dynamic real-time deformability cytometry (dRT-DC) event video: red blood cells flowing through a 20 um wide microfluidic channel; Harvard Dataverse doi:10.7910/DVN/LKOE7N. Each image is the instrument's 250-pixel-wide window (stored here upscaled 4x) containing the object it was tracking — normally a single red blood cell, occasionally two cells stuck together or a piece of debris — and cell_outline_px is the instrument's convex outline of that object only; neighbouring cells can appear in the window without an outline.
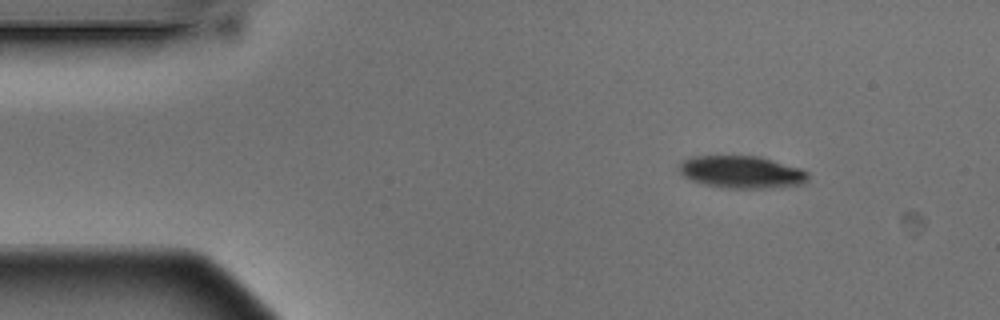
{"species": "Egyptian fruit bat (a non-hibernating species)", "species_latin": "Rousettus aegyptiacus", "temperature_condition": "warm", "stored_images_in_passage": 3, "camera_frame_rate_fps": 3000, "um_per_image_px": 0.085, "animal": {"sex": "male"}, "frame": {"image": 1, "passage_image": 1, "time_ms": 0.0, "image_size_px": [1000, 320], "cell_outline_px": [[808, 180], [804, 184], [780, 188], [720, 188], [704, 184], [692, 180], [684, 176], [680, 172], [680, 164], [684, 160], [692, 156], [760, 156], [800, 168], [808, 172]], "centroid_in_image_um": [63.09, 14.64], "position_along_channel_um": 21.9, "area_um2": 24.51}}